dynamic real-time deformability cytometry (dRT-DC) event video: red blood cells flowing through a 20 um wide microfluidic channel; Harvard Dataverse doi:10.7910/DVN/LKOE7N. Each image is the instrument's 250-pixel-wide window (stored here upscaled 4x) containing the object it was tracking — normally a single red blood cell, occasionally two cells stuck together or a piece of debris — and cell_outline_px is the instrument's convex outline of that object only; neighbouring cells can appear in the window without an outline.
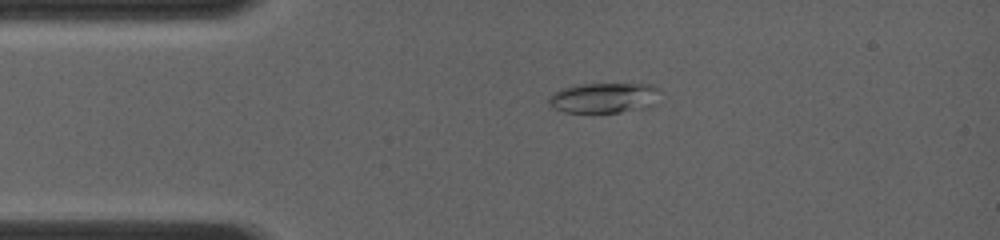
{"species": "common noctule bat (a hibernating species)", "species_latin": "Nyctalus noctula", "temperature_condition": "room temperature", "stored_images_in_passage": 5, "camera_frame_rate_fps": 4000, "um_per_image_px": 0.085, "animal": {"sex": "female", "body_mass_g": 19.0, "forearm_length_mm": 56.7}, "frame": {"image": 1, "passage_image": 4, "time_ms": 2.75, "image_size_px": [1000, 240], "cell_outline_px": [[660, 104], [644, 108], [620, 112], [564, 112], [548, 104], [548, 96], [572, 84], [652, 84], [660, 88]], "centroid_in_image_um": [51.43, 8.31], "position_along_channel_um": 33.6, "area_um2": 20.0}}